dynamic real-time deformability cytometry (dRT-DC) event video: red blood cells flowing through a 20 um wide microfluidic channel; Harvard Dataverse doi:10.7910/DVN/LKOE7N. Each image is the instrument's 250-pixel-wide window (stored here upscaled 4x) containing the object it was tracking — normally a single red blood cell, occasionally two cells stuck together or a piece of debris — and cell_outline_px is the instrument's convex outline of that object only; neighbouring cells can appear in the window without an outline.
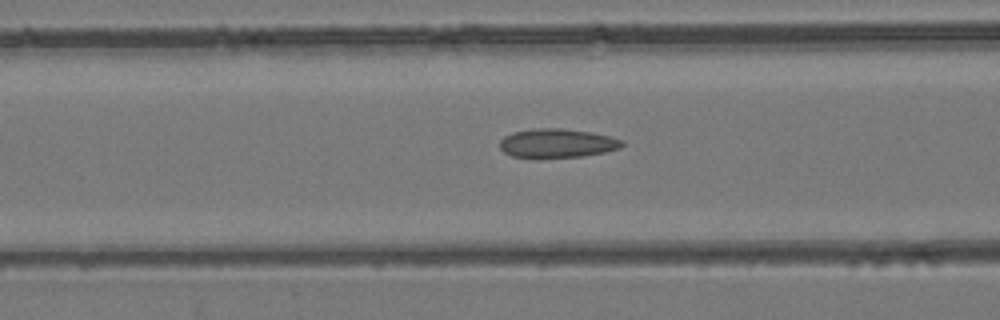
{"species": "common noctule bat (a hibernating species)", "species_latin": "Nyctalus noctula", "temperature_condition": "room temperature", "stored_images_in_passage": 37, "camera_frame_rate_fps": 3000, "um_per_image_px": 0.085, "animal": {"sex": "female", "body_mass_g": 24.6, "forearm_length_mm": 56.2}, "frame": {"image": 1, "passage_image": 14, "time_ms": 4.333, "image_size_px": [1000, 320], "cell_outline_px": [[624, 144], [620, 148], [604, 152], [580, 156], [512, 156], [504, 152], [500, 148], [500, 140], [504, 136], [512, 132], [536, 128], [560, 128], [592, 132], [612, 136], [624, 140]], "centroid_in_image_um": [47.39, 12.14], "position_along_channel_um": 119.2, "area_um2": 20.29}}
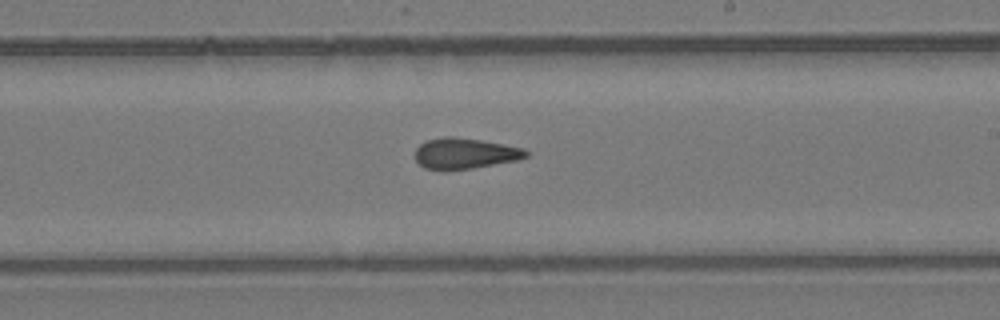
{"frame": {"image": 2, "passage_image": 23, "time_ms": 7.333, "image_size_px": [1000, 320], "cell_outline_px": [[528, 156], [516, 160], [472, 168], [424, 168], [416, 160], [416, 148], [420, 144], [428, 140], [448, 136], [480, 140], [524, 148], [528, 152]], "centroid_in_image_um": [39.54, 13.02], "position_along_channel_um": 249.5, "area_um2": 19.19}}
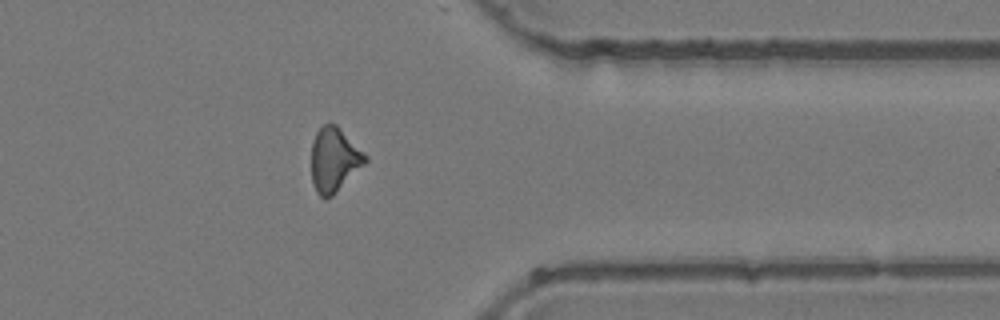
{"frame": {"image": 3, "passage_image": 33, "time_ms": 10.667, "image_size_px": [1000, 320], "cell_outline_px": [[368, 160], [332, 196], [324, 200], [316, 192], [312, 180], [312, 140], [316, 132], [324, 124], [336, 124], [368, 156]], "centroid_in_image_um": [28.4, 13.58], "position_along_channel_um": 383.0, "area_um2": 20.0}}